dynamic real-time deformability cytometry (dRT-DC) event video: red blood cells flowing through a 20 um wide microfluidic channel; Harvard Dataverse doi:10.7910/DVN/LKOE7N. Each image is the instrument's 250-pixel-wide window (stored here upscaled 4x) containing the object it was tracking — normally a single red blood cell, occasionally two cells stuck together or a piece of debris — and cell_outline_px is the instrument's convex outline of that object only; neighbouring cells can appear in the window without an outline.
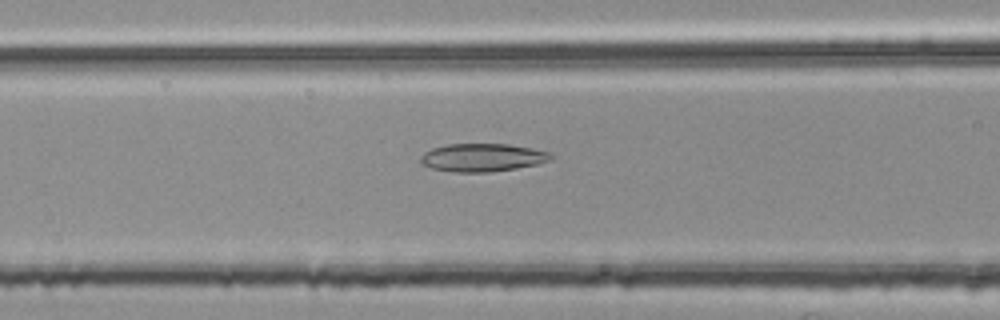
{"species": "common noctule bat (a hibernating species)", "species_latin": "Nyctalus noctula", "temperature_condition": "room temperature", "stored_images_in_passage": 39, "segment_of_instrument_passage": [1, 2], "camera_frame_rate_fps": 3000, "um_per_image_px": 0.085, "animal": {"sex": "female", "body_mass_g": 25.1}, "frame": {"image": 1, "passage_image": 6, "time_ms": 1.667, "image_size_px": [1000, 320], "cell_outline_px": [[552, 160], [536, 164], [516, 168], [492, 172], [452, 172], [432, 168], [424, 164], [420, 160], [420, 156], [424, 152], [432, 148], [448, 144], [508, 144], [532, 148], [548, 152], [552, 156]], "centroid_in_image_um": [41.0, 13.39], "position_along_channel_um": 125.6, "area_um2": 21.21}}
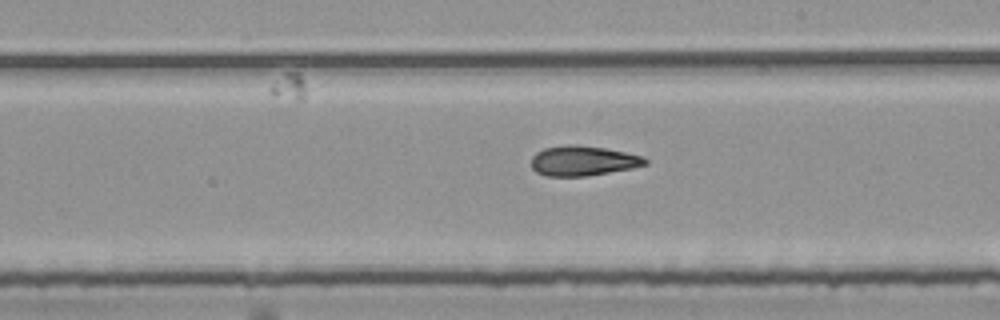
{"frame": {"image": 2, "passage_image": 15, "time_ms": 4.667, "image_size_px": [1000, 320], "cell_outline_px": [[648, 164], [632, 168], [588, 176], [548, 176], [536, 172], [532, 168], [532, 156], [536, 152], [544, 148], [576, 144], [604, 148], [644, 156], [648, 160]], "centroid_in_image_um": [49.57, 13.67], "position_along_channel_um": 239.4, "area_um2": 19.83}}
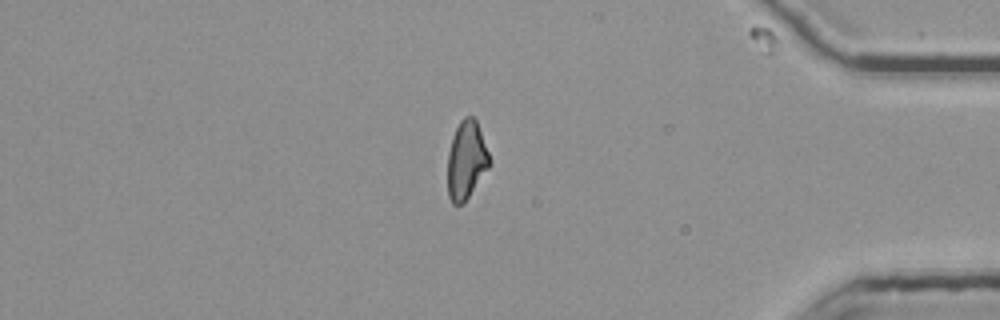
{"frame": {"image": 3, "passage_image": 30, "time_ms": 9.667, "image_size_px": [1000, 320], "cell_outline_px": [[492, 164], [464, 204], [452, 204], [448, 196], [448, 152], [452, 136], [460, 120], [464, 116], [472, 116], [476, 120], [488, 152]], "centroid_in_image_um": [39.64, 13.64], "position_along_channel_um": 395.6, "area_um2": 19.25}}